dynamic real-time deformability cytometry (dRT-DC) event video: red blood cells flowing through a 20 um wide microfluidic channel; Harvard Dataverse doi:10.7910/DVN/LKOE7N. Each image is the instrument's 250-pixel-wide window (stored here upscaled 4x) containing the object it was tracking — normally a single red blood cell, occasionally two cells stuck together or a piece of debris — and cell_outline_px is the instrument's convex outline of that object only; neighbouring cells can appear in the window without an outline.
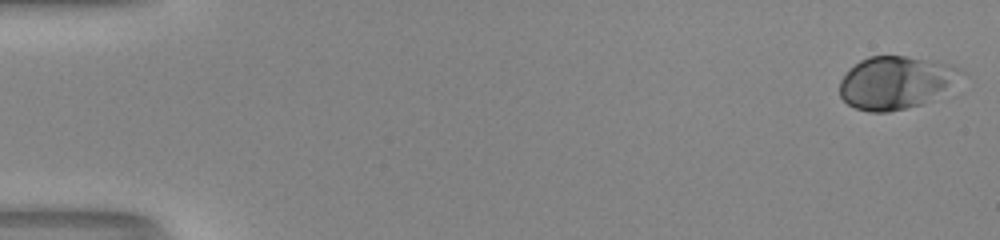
{"species": "human", "species_latin": "Homo sapiens", "temperature_condition": "room temperature", "stored_images_in_passage": 52, "camera_frame_rate_fps": 3000, "um_per_image_px": 0.085, "donor": {"sex": "male"}, "frame": {"image": 1, "passage_image": 1, "time_ms": 0.0, "image_size_px": [1000, 240], "cell_outline_px": [[968, 72], [920, 104], [888, 112], [868, 112], [856, 108], [848, 104], [840, 96], [840, 80], [848, 68], [860, 60], [868, 56], [904, 56], [956, 64]], "centroid_in_image_um": [76.09, 6.98], "position_along_channel_um": 8.9, "area_um2": 36.93}}
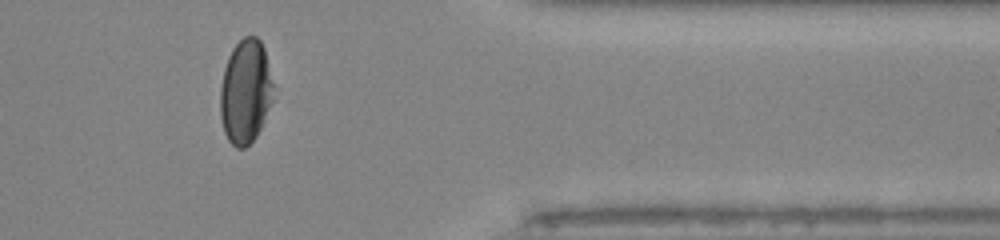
{"frame": {"image": 2, "passage_image": 43, "time_ms": 14.0, "image_size_px": [1000, 240], "cell_outline_px": [[272, 100], [260, 128], [256, 136], [244, 148], [236, 148], [228, 140], [224, 132], [220, 116], [220, 88], [224, 68], [228, 56], [232, 48], [244, 36], [256, 36], [260, 40], [264, 48], [272, 84]], "centroid_in_image_um": [20.83, 7.78], "position_along_channel_um": 390.6, "area_um2": 31.91}}
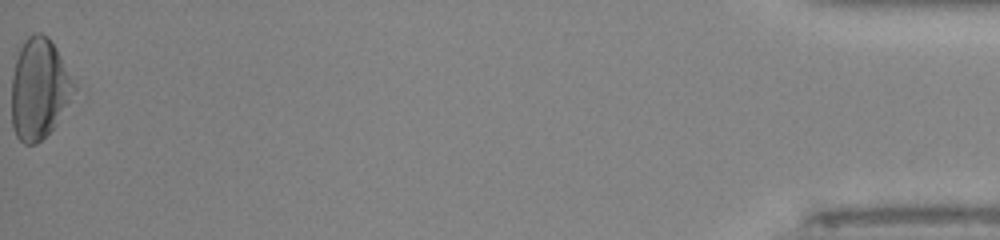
{"frame": {"image": 3, "passage_image": 52, "time_ms": 17.0, "image_size_px": [1000, 240], "cell_outline_px": [[76, 88], [56, 124], [36, 144], [24, 144], [16, 136], [12, 128], [12, 76], [16, 60], [20, 48], [24, 40], [28, 36], [36, 32], [40, 32], [48, 36], [56, 48]], "centroid_in_image_um": [3.29, 7.55], "position_along_channel_um": 431.9, "area_um2": 36.07}, "authors_computed_cell_mechanics": {"area_um2": 35.6048, "velocity_mm_per_s": 4.1207, "shape_relaxation_time_tau1_ms": 3.1355, "shape_relaxation_time_tau2_ms": null, "deformation_change_tau1": 0.178, "deformation_change_tau2": null}}